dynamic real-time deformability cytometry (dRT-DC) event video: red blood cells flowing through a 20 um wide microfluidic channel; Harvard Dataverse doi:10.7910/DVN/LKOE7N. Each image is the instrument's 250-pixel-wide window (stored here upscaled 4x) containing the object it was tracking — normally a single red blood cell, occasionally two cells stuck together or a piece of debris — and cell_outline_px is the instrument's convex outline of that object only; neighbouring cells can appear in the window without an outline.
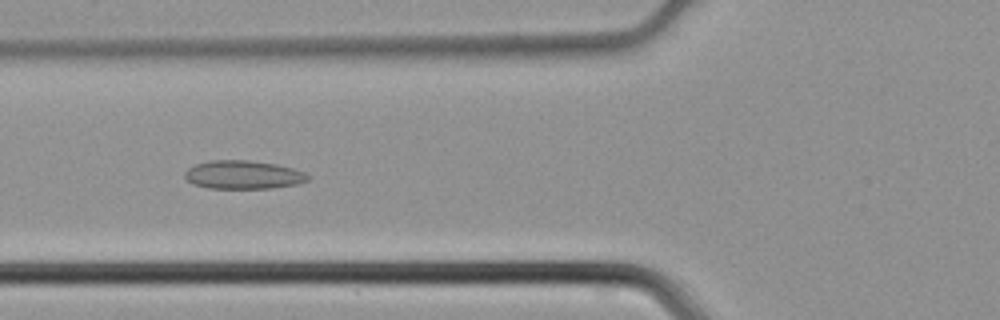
{"species": "common noctule bat (a hibernating species)", "species_latin": "Nyctalus noctula", "temperature_condition": "cold", "stored_images_in_passage": 45, "camera_frame_rate_fps": 3000, "um_per_image_px": 0.085, "animal": {"sex": "male", "body_mass_g": 21.5, "forearm_length_mm": 52.0}, "frame": {"image": 1, "passage_image": 17, "time_ms": 5.333, "image_size_px": [1000, 320], "cell_outline_px": [[312, 176], [308, 180], [296, 184], [272, 188], [208, 188], [192, 184], [184, 176], [184, 172], [188, 168], [196, 164], [208, 160], [248, 160], [276, 164], [292, 168], [304, 172]], "centroid_in_image_um": [20.66, 14.85], "position_along_channel_um": 105.1, "area_um2": 20.46}}
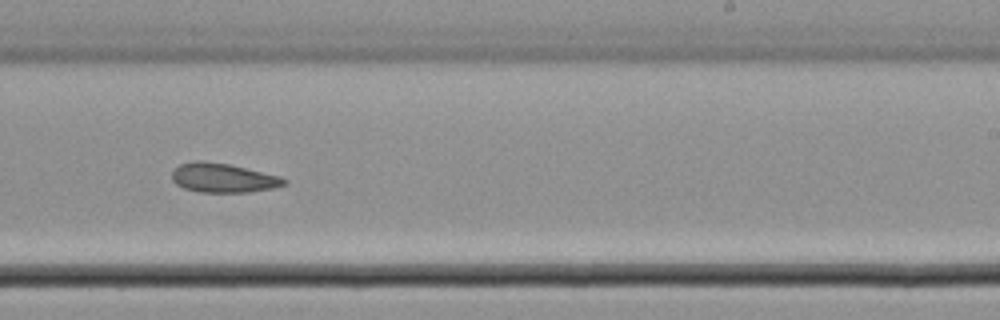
{"frame": {"image": 2, "passage_image": 28, "time_ms": 9.0, "image_size_px": [1000, 320], "cell_outline_px": [[288, 184], [272, 188], [248, 192], [200, 192], [184, 188], [176, 184], [172, 180], [172, 172], [180, 164], [196, 160], [204, 160], [228, 164], [280, 176], [288, 180]], "centroid_in_image_um": [18.97, 15.12], "position_along_channel_um": 270.0, "area_um2": 19.07}}
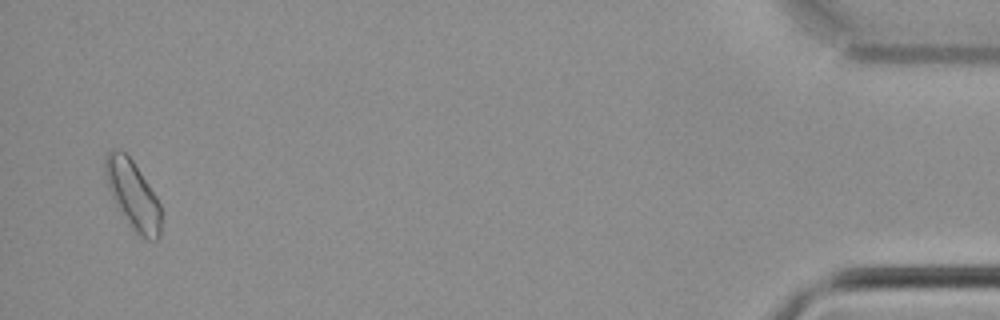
{"frame": {"image": 3, "passage_image": 44, "time_ms": 14.333, "image_size_px": [1000, 320], "cell_outline_px": [[160, 236], [156, 240], [148, 240], [140, 236], [136, 232], [112, 196], [108, 188], [104, 172], [104, 160], [108, 152], [112, 148], [124, 152], [132, 160], [156, 196], [160, 204]], "centroid_in_image_um": [11.29, 16.52], "position_along_channel_um": 423.9, "area_um2": 21.62}}